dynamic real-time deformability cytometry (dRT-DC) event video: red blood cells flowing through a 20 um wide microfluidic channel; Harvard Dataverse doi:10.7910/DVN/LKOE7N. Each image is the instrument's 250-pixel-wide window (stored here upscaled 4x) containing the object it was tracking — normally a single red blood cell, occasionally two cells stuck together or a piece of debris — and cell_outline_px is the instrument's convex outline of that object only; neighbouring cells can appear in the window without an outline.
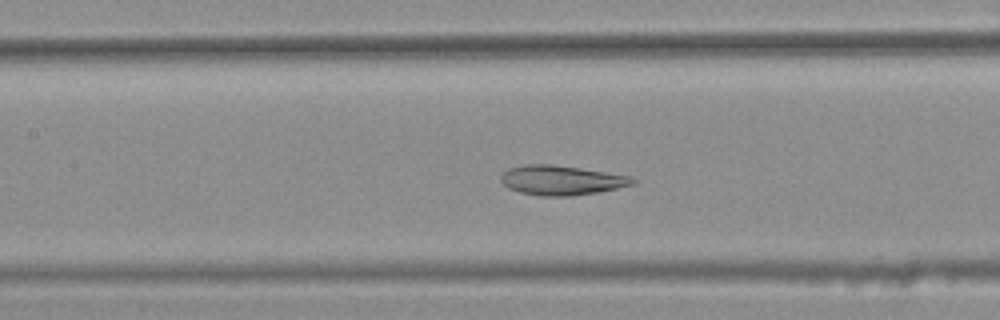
{"species": "common noctule bat (a hibernating species)", "species_latin": "Nyctalus noctula", "temperature_condition": "warm", "stored_images_in_passage": 37, "camera_frame_rate_fps": 3000, "um_per_image_px": 0.085, "animal": {"sex": "female", "body_mass_g": 25.1}, "frame": {"image": 1, "passage_image": 19, "time_ms": 6.0, "image_size_px": [1000, 320], "cell_outline_px": [[636, 184], [596, 192], [572, 196], [540, 196], [520, 192], [508, 188], [500, 180], [500, 176], [508, 168], [524, 164], [548, 164], [580, 168], [632, 176], [636, 180]], "centroid_in_image_um": [47.71, 15.32], "position_along_channel_um": 159.7, "area_um2": 22.72}}
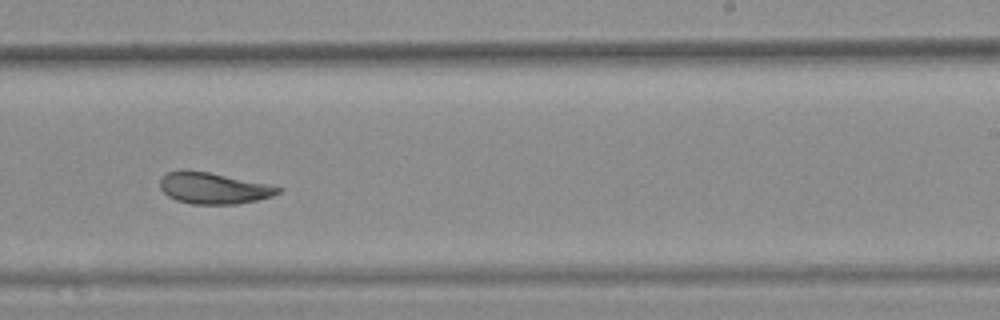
{"frame": {"image": 2, "passage_image": 28, "time_ms": 9.0, "image_size_px": [1000, 320], "cell_outline_px": [[284, 188], [280, 192], [272, 196], [256, 200], [236, 204], [192, 204], [176, 200], [168, 196], [160, 188], [160, 180], [168, 172], [180, 168], [184, 168], [208, 172], [268, 184]], "centroid_in_image_um": [18.12, 15.98], "position_along_channel_um": 270.9, "area_um2": 21.62}}
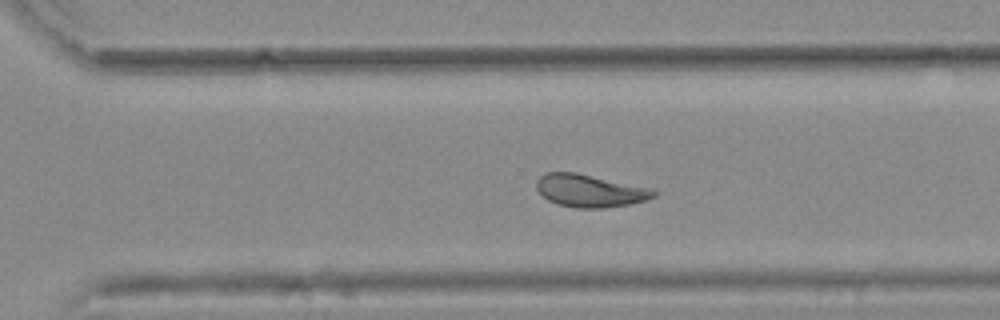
{"frame": {"image": 3, "passage_image": 32, "time_ms": 10.333, "image_size_px": [1000, 320], "cell_outline_px": [[656, 196], [632, 204], [604, 208], [576, 208], [556, 204], [548, 200], [536, 188], [536, 180], [544, 172], [576, 172], [652, 188], [656, 192]], "centroid_in_image_um": [50.13, 16.21], "position_along_channel_um": 320.5, "area_um2": 22.43}, "authors_computed_cell_mechanics": {"area_um2": 22.4264, "velocity_mm_per_s": 3.7124, "shape_relaxation_time_tau1_ms": null, "shape_relaxation_time_tau2_ms": 2.0883, "deformation_change_tau1": null, "deformation_change_tau2": 0.0555}}